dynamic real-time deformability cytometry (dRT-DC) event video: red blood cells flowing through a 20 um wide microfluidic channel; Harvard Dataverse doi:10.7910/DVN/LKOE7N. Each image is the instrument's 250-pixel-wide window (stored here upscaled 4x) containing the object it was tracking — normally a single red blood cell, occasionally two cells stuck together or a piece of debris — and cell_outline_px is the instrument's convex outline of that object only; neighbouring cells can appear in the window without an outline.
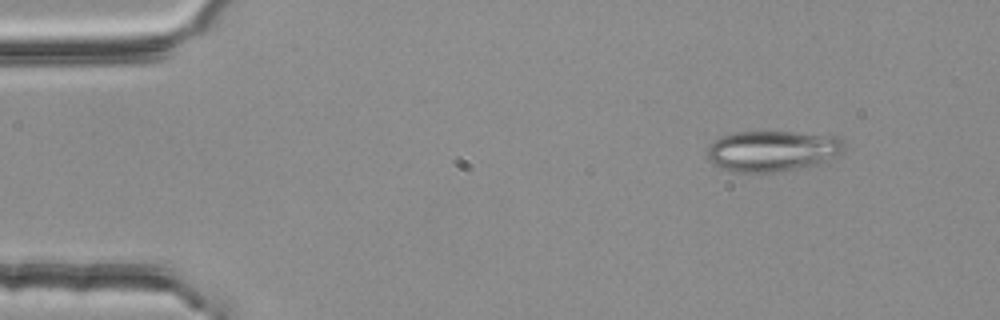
{"species": "common noctule bat (a hibernating species)", "species_latin": "Nyctalus noctula", "temperature_condition": "room temperature", "stored_images_in_passage": 49, "segment_of_instrument_passage": [1, 2], "camera_frame_rate_fps": 3000, "um_per_image_px": 0.085, "animal": {"sex": "female", "body_mass_g": 25.1}, "frame": {"image": 1, "passage_image": 1, "time_ms": 0.0, "image_size_px": [1000, 320], "cell_outline_px": [[844, 148], [840, 152], [816, 164], [804, 168], [776, 172], [732, 172], [720, 168], [708, 160], [708, 148], [720, 136], [732, 132], [796, 132], [840, 136], [844, 140]], "centroid_in_image_um": [65.64, 12.83], "position_along_channel_um": 19.4, "area_um2": 32.6}}